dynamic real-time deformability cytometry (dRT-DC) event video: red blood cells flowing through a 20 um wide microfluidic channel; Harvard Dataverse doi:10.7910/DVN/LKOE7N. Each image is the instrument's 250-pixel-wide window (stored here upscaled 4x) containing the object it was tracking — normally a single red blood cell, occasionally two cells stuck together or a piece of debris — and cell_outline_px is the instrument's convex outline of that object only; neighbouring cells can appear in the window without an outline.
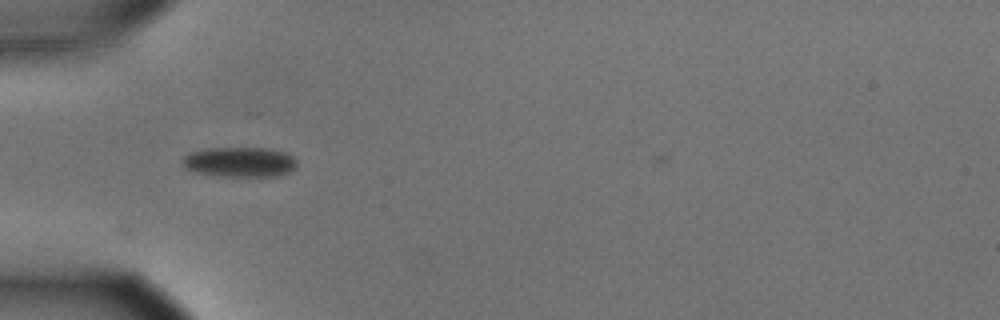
{"species": "common noctule bat (a hibernating species)", "species_latin": "Nyctalus noctula", "temperature_condition": "cold", "stored_images_in_passage": 34, "camera_frame_rate_fps": 3000, "um_per_image_px": 0.085, "animal": {"sex": "male", "body_mass_g": 15.6}, "frame": {"image": 1, "passage_image": 1, "time_ms": 0.0, "image_size_px": [1000, 320], "cell_outline_px": [[296, 168], [288, 172], [276, 176], [224, 176], [196, 172], [184, 168], [180, 160], [188, 152], [208, 148], [264, 148], [284, 152], [292, 156], [296, 160]], "centroid_in_image_um": [20.33, 13.76], "position_along_channel_um": 64.7, "area_um2": 20.0}}
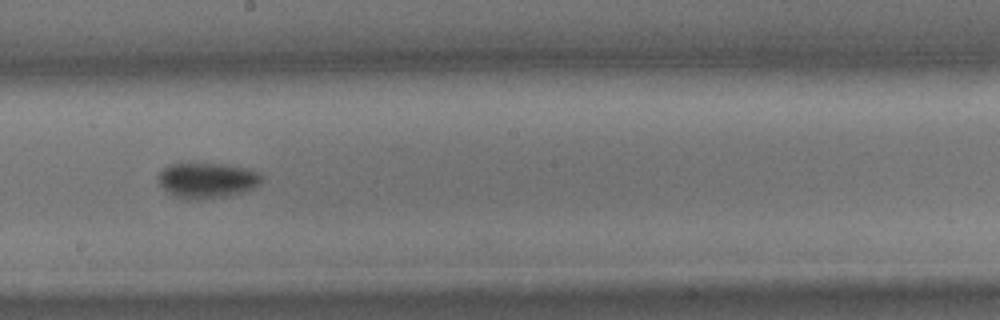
{"frame": {"image": 2, "passage_image": 15, "time_ms": 4.667, "image_size_px": [1000, 320], "cell_outline_px": [[260, 184], [256, 188], [228, 196], [196, 200], [184, 200], [168, 192], [160, 184], [156, 176], [168, 164], [228, 164], [260, 172]], "centroid_in_image_um": [17.6, 15.34], "position_along_channel_um": 230.6, "area_um2": 21.39}}
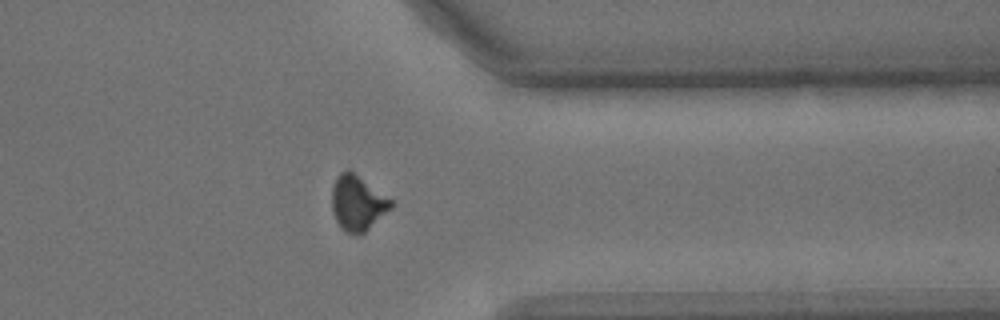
{"frame": {"image": 3, "passage_image": 28, "time_ms": 9.0, "image_size_px": [1000, 320], "cell_outline_px": [[396, 204], [392, 208], [360, 236], [356, 236], [340, 228], [332, 212], [332, 188], [336, 176], [340, 172], [348, 168], [392, 200]], "centroid_in_image_um": [30.39, 17.26], "position_along_channel_um": 381.0, "area_um2": 19.19}}